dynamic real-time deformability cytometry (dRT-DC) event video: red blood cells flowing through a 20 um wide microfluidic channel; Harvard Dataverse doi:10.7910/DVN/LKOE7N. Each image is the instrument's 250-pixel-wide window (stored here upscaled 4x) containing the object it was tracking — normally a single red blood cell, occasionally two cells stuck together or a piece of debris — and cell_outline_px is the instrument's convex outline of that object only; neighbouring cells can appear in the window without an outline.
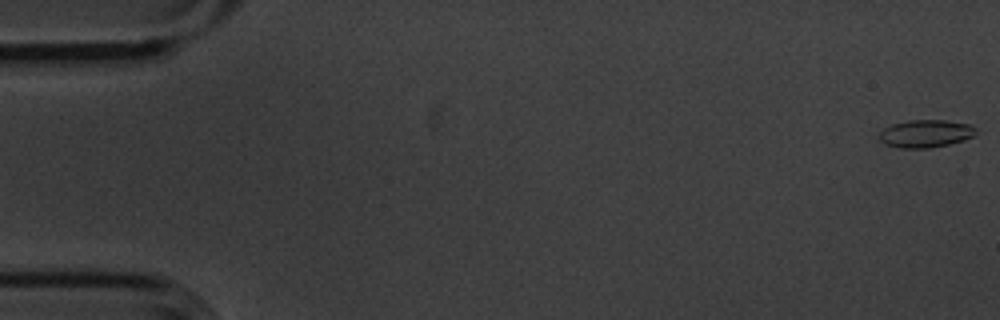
{"species": "common noctule bat (a hibernating species)", "species_latin": "Nyctalus noctula", "temperature_condition": "cold", "stored_images_in_passage": 56, "camera_frame_rate_fps": 3000, "um_per_image_px": 0.085, "animal": {"sex": "male", "body_mass_g": 20.1, "forearm_length_mm": 53.5}, "frame": {"image": 1, "passage_image": 1, "time_ms": 0.0, "image_size_px": [1000, 320], "cell_outline_px": [[976, 132], [972, 136], [964, 140], [948, 144], [928, 148], [900, 148], [884, 144], [880, 140], [880, 132], [884, 128], [892, 124], [908, 120], [944, 120], [968, 124], [976, 128]], "centroid_in_image_um": [78.66, 11.35], "position_along_channel_um": 6.3, "area_um2": 15.49}}
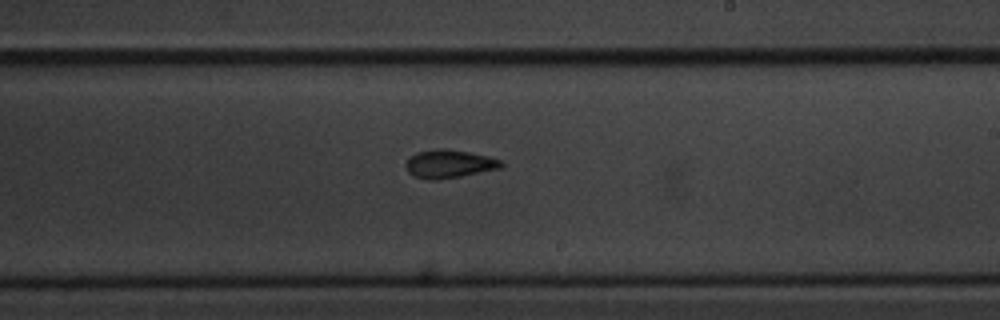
{"frame": {"image": 2, "passage_image": 33, "time_ms": 10.667, "image_size_px": [1000, 320], "cell_outline_px": [[504, 164], [500, 168], [460, 176], [436, 180], [428, 180], [416, 176], [408, 172], [404, 164], [416, 152], [440, 148], [448, 148], [488, 156], [500, 160]], "centroid_in_image_um": [38.16, 13.92], "position_along_channel_um": 250.8, "area_um2": 15.55}}
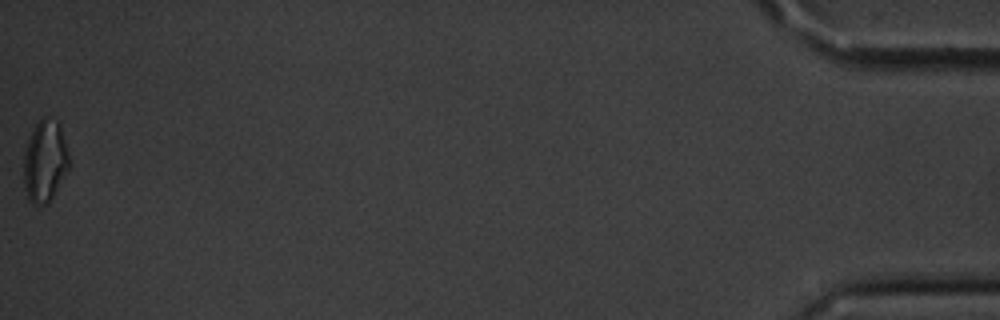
{"frame": {"image": 3, "passage_image": 56, "time_ms": 18.333, "image_size_px": [1000, 320], "cell_outline_px": [[68, 168], [48, 204], [32, 204], [28, 200], [24, 188], [24, 152], [28, 140], [36, 124], [44, 116], [56, 120], [60, 124], [68, 152]], "centroid_in_image_um": [3.8, 13.7], "position_along_channel_um": 431.4, "area_um2": 21.39}, "authors_computed_cell_mechanics": {"area_um2": 15.6349, "velocity_mm_per_s": 3.6128, "shape_relaxation_time_tau1_ms": 2.9864, "shape_relaxation_time_tau2_ms": null, "deformation_change_tau1": 0.0912, "deformation_change_tau2": null}}